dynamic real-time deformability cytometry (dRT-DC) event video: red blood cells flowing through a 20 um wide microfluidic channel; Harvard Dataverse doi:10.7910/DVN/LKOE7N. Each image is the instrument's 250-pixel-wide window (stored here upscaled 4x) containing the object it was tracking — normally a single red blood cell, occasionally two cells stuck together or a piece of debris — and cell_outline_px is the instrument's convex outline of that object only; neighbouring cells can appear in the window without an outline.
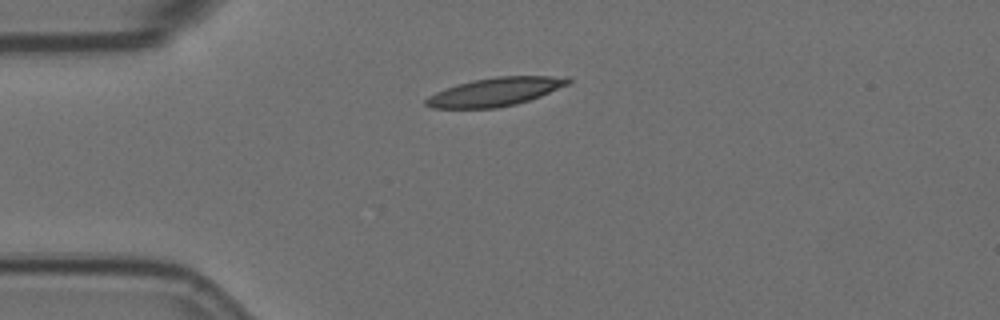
{"species": "Egyptian fruit bat (a non-hibernating species)", "species_latin": "Rousettus aegyptiacus", "temperature_condition": "room temperature", "stored_images_in_passage": 3, "camera_frame_rate_fps": 3000, "um_per_image_px": 0.085, "animal": {"sex": "female"}, "frame": {"image": 1, "passage_image": 1, "time_ms": 0.0, "image_size_px": [1000, 320], "cell_outline_px": [[572, 80], [568, 84], [540, 96], [516, 104], [496, 108], [432, 108], [424, 104], [424, 100], [428, 96], [444, 88], [456, 84], [472, 80], [496, 76], [568, 76]], "centroid_in_image_um": [42.07, 7.8], "position_along_channel_um": 42.9, "area_um2": 23.58}}
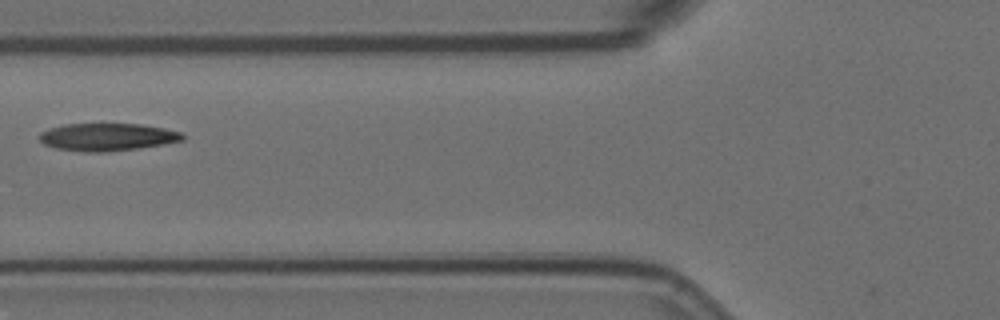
{"frame": {"image": 2, "passage_image": 3, "time_ms": 0.667, "image_size_px": [1000, 320], "cell_outline_px": [[184, 140], [164, 144], [140, 148], [104, 152], [84, 152], [56, 148], [44, 144], [40, 140], [40, 132], [64, 124], [140, 124], [164, 128], [180, 132], [184, 136]], "centroid_in_image_um": [9.14, 11.65], "position_along_channel_um": 116.7, "area_um2": 22.89}}